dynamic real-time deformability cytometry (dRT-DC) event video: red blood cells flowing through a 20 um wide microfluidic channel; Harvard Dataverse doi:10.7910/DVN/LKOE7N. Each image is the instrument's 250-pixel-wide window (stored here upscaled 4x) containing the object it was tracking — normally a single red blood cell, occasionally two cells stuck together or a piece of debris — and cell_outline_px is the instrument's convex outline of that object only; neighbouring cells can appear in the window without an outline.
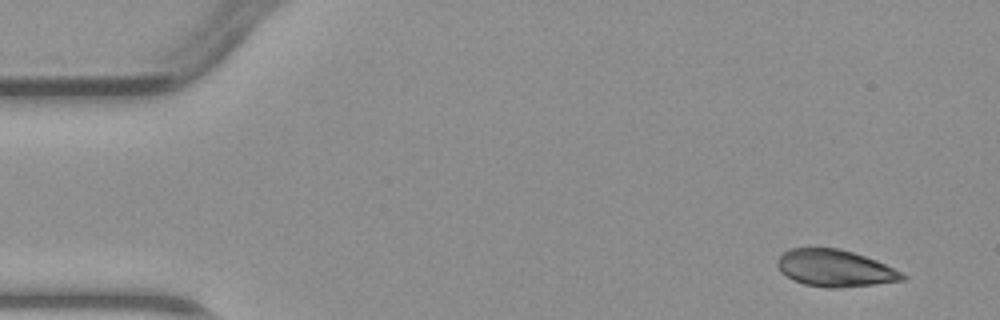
{"species": "common noctule bat (a hibernating species)", "species_latin": "Nyctalus noctula", "temperature_condition": "warm", "stored_images_in_passage": 5, "camera_frame_rate_fps": 3000, "um_per_image_px": 0.085, "animal": {"sex": "male", "body_mass_g": 23.1, "forearm_length_mm": 52.7}, "frame": {"image": 1, "passage_image": 1, "time_ms": 0.0, "image_size_px": [1000, 320], "cell_outline_px": [[908, 276], [904, 280], [840, 288], [828, 288], [804, 284], [792, 280], [780, 272], [776, 264], [780, 252], [788, 248], [840, 248], [876, 260]], "centroid_in_image_um": [70.89, 22.79], "position_along_channel_um": 14.1, "area_um2": 26.93}}
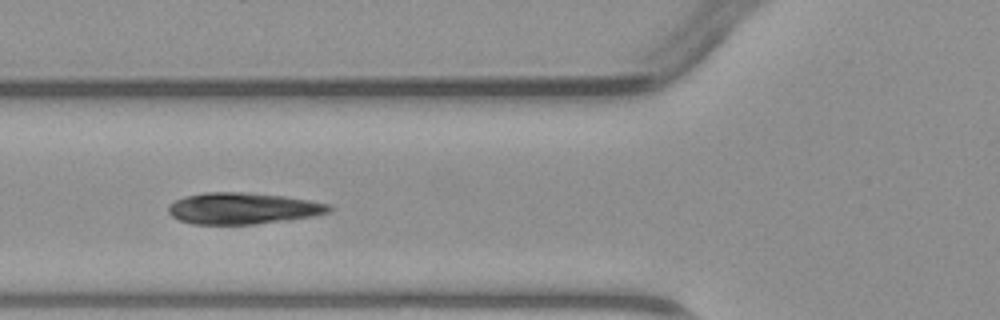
{"frame": {"image": 2, "passage_image": 5, "time_ms": 4.667, "image_size_px": [1000, 320], "cell_outline_px": [[332, 208], [328, 212], [312, 216], [256, 224], [192, 224], [180, 220], [172, 216], [168, 212], [168, 208], [176, 200], [184, 196], [204, 192], [248, 192], [284, 196], [332, 204]], "centroid_in_image_um": [20.64, 17.7], "position_along_channel_um": 105.2, "area_um2": 29.3}}